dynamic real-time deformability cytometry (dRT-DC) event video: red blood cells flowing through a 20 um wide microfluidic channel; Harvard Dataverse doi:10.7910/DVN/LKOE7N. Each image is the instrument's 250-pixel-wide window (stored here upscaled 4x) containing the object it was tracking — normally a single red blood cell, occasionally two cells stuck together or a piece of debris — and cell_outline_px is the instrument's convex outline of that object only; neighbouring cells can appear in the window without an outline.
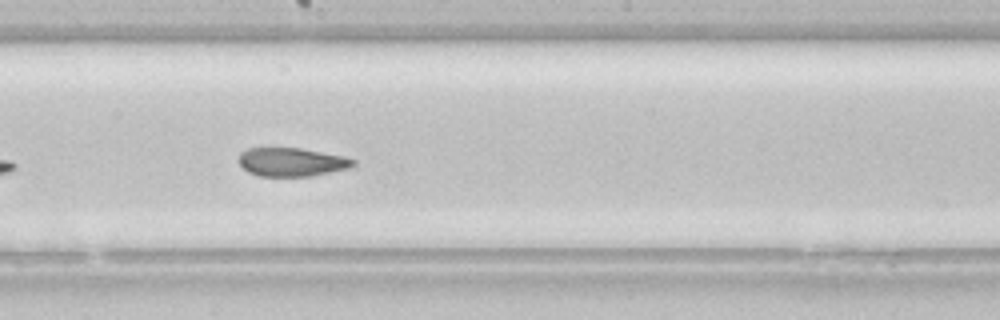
{"species": "common noctule bat (a hibernating species)", "species_latin": "Nyctalus noctula", "temperature_condition": "room temperature", "stored_images_in_passage": 26, "camera_frame_rate_fps": 3000, "um_per_image_px": 0.085, "animal": {"sex": "female", "body_mass_g": 22.7, "forearm_length_mm": 54.2}, "frame": {"image": 1, "passage_image": 15, "time_ms": 4.667, "image_size_px": [1000, 320], "cell_outline_px": [[356, 164], [348, 168], [312, 176], [260, 176], [248, 172], [236, 160], [240, 152], [248, 148], [268, 144], [300, 148], [344, 156], [356, 160]], "centroid_in_image_um": [24.7, 13.72], "position_along_channel_um": 223.5, "area_um2": 19.88}, "authors_computed_cell_mechanics": {"area_um2": 20.1144, "velocity_mm_per_s": 3.8265, "shape_relaxation_time_tau1_ms": null, "shape_relaxation_time_tau2_ms": 2.7587, "deformation_change_tau1": null, "deformation_change_tau2": 0.0688}}